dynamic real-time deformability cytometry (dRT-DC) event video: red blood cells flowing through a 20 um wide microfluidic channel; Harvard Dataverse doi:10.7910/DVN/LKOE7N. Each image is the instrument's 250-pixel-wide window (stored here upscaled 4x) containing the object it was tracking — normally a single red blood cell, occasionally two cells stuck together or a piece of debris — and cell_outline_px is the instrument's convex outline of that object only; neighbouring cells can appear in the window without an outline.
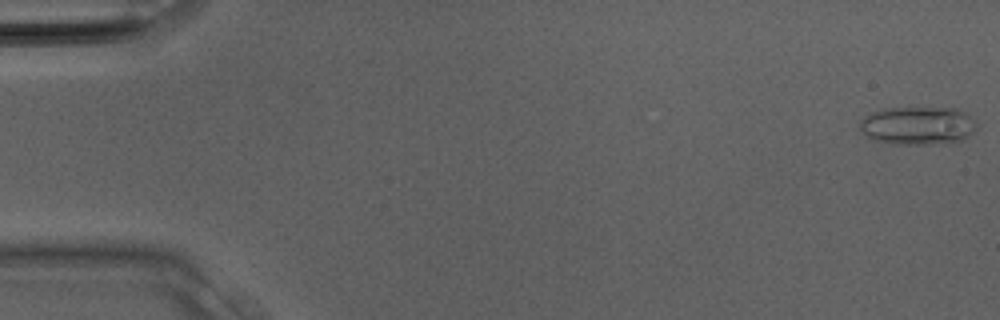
{"species": "Egyptian fruit bat (a non-hibernating species)", "species_latin": "Rousettus aegyptiacus", "temperature_condition": "room temperature", "stored_images_in_passage": 12, "camera_frame_rate_fps": 3000, "um_per_image_px": 0.085, "animal": {"sex": "male"}, "frame": {"image": 1, "passage_image": 1, "time_ms": 0.0, "image_size_px": [1000, 320], "cell_outline_px": [[976, 128], [964, 140], [928, 144], [892, 144], [872, 140], [860, 128], [860, 120], [872, 112], [884, 108], [956, 108], [968, 112], [972, 116], [976, 124]], "centroid_in_image_um": [78.03, 10.67], "position_along_channel_um": 7.0, "area_um2": 26.07}}